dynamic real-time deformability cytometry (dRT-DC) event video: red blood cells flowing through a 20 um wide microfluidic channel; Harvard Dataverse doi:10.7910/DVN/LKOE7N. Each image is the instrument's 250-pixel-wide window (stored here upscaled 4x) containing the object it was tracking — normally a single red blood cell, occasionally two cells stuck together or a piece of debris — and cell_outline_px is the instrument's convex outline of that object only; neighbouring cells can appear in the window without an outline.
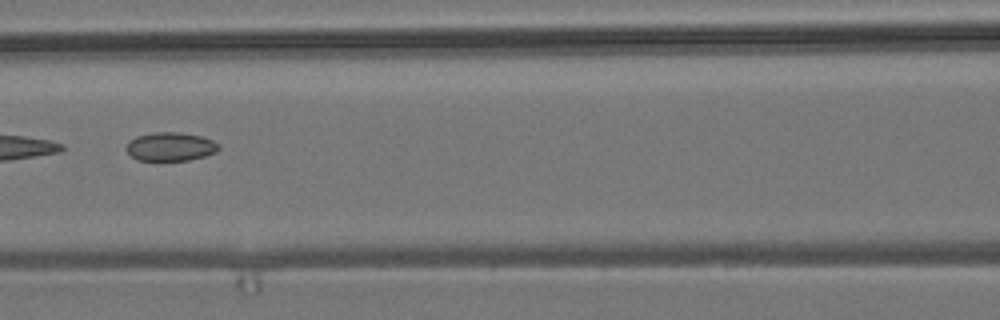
{"species": "common noctule bat (a hibernating species)", "species_latin": "Nyctalus noctula", "temperature_condition": "room temperature", "stored_images_in_passage": 10, "camera_frame_rate_fps": 3000, "um_per_image_px": 0.085, "animal": {"sex": "male", "body_mass_g": 19.2, "forearm_length_mm": 51.8}, "frame": {"image": 1, "passage_image": 7, "time_ms": 2.0, "image_size_px": [1000, 320], "cell_outline_px": [[220, 148], [216, 152], [204, 156], [188, 160], [136, 160], [124, 148], [128, 140], [136, 136], [152, 132], [176, 132], [200, 136], [212, 140], [220, 144]], "centroid_in_image_um": [14.45, 12.46], "position_along_channel_um": 152.1, "area_um2": 15.49}}
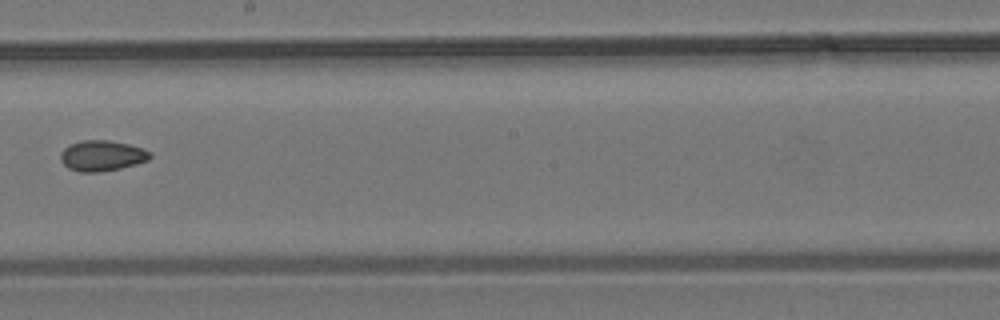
{"frame": {"image": 2, "passage_image": 9, "time_ms": 2.667, "image_size_px": [1000, 320], "cell_outline_px": [[152, 156], [148, 160], [136, 164], [120, 168], [96, 172], [80, 172], [68, 168], [60, 160], [60, 152], [64, 148], [80, 140], [108, 140], [128, 144], [144, 148], [152, 152]], "centroid_in_image_um": [8.68, 13.23], "position_along_channel_um": 239.5, "area_um2": 16.01}}
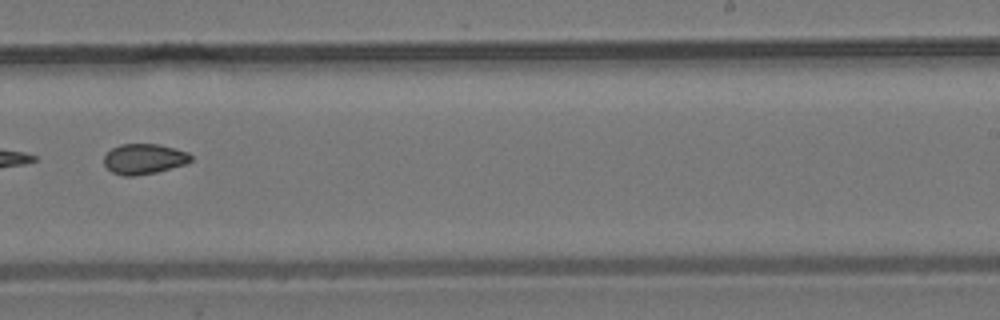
{"frame": {"image": 3, "passage_image": 10, "time_ms": 3.0, "image_size_px": [1000, 320], "cell_outline_px": [[192, 160], [184, 164], [156, 172], [136, 176], [124, 176], [112, 172], [104, 164], [104, 156], [112, 148], [120, 144], [160, 144], [188, 152], [192, 156]], "centroid_in_image_um": [12.23, 13.5], "position_along_channel_um": 276.8, "area_um2": 15.32}}